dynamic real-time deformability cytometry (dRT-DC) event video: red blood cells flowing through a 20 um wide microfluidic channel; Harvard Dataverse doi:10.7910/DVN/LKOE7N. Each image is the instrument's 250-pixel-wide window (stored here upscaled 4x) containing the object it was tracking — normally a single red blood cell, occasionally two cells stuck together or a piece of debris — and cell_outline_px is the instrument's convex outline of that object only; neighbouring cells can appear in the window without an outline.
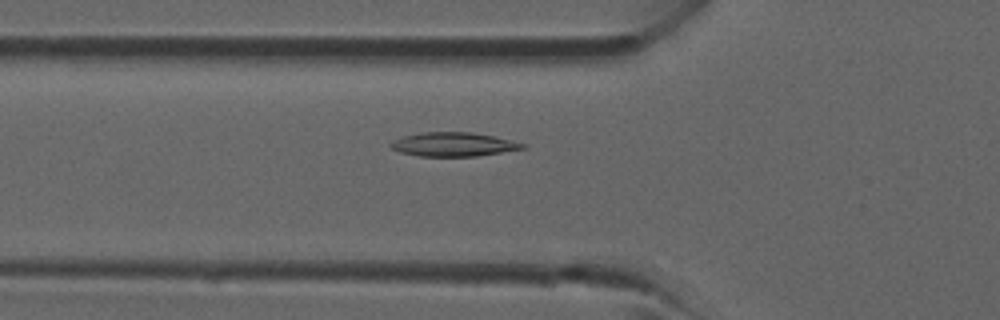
{"species": "common noctule bat (a hibernating species)", "species_latin": "Nyctalus noctula", "temperature_condition": "room temperature", "stored_images_in_passage": 42, "camera_frame_rate_fps": 3000, "um_per_image_px": 0.085, "animal": {"sex": "male", "forearm_length_mm": 52.5}, "frame": {"image": 1, "passage_image": 15, "time_ms": 4.667, "image_size_px": [1000, 320], "cell_outline_px": [[528, 148], [476, 156], [420, 156], [400, 152], [392, 148], [388, 144], [392, 140], [404, 136], [420, 132], [472, 132], [492, 136], [528, 144]], "centroid_in_image_um": [38.55, 12.27], "position_along_channel_um": 87.3, "area_um2": 18.44}}
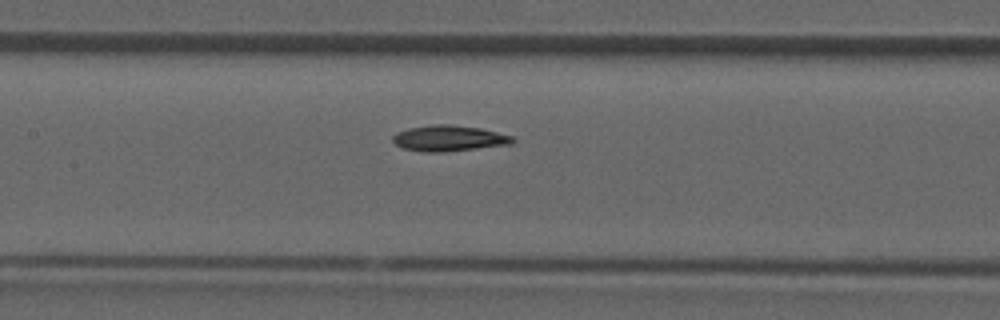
{"frame": {"image": 2, "passage_image": 20, "time_ms": 6.333, "image_size_px": [1000, 320], "cell_outline_px": [[516, 140], [512, 144], [444, 152], [424, 152], [404, 148], [396, 144], [392, 140], [392, 136], [396, 132], [408, 128], [432, 124], [448, 124], [480, 128], [512, 136]], "centroid_in_image_um": [38.15, 11.75], "position_along_channel_um": 169.3, "area_um2": 18.03}}
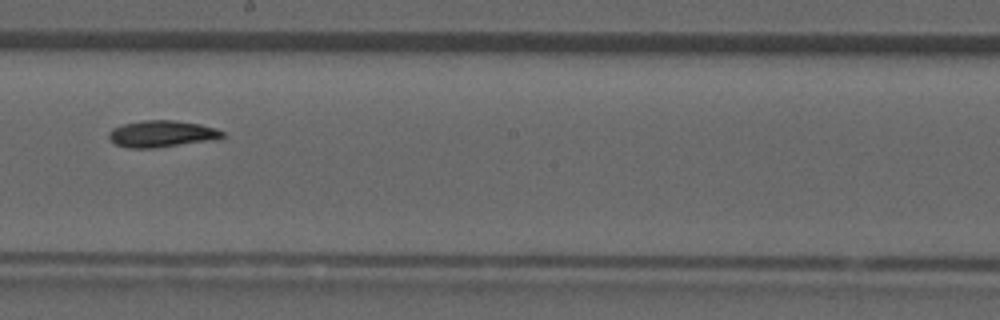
{"frame": {"image": 3, "passage_image": 24, "time_ms": 7.667, "image_size_px": [1000, 320], "cell_outline_px": [[224, 136], [220, 140], [156, 148], [128, 148], [116, 144], [108, 140], [108, 132], [112, 128], [124, 124], [144, 120], [176, 120], [200, 124], [216, 128], [224, 132]], "centroid_in_image_um": [13.79, 11.39], "position_along_channel_um": 234.4, "area_um2": 18.09}}